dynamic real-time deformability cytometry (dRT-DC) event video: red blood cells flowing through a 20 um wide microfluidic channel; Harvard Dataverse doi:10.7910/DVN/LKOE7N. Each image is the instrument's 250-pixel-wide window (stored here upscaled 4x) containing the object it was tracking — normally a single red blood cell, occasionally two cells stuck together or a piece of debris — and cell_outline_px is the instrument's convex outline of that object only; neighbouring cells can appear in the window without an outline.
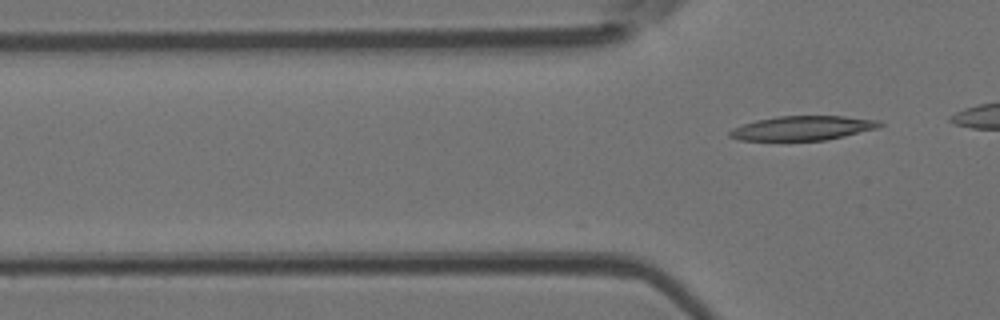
{"species": "Egyptian fruit bat (a non-hibernating species)", "species_latin": "Rousettus aegyptiacus", "temperature_condition": "room temperature", "stored_images_in_passage": 5, "camera_frame_rate_fps": 3000, "um_per_image_px": 0.085, "animal": {"sex": "female"}, "frame": {"image": 1, "passage_image": 5, "time_ms": 1.333, "image_size_px": [1000, 320], "cell_outline_px": [[884, 124], [880, 128], [844, 136], [824, 140], [740, 140], [728, 136], [728, 132], [732, 128], [756, 120], [776, 116], [844, 116], [880, 120]], "centroid_in_image_um": [68.26, 10.88], "position_along_channel_um": 57.5, "area_um2": 21.33}}